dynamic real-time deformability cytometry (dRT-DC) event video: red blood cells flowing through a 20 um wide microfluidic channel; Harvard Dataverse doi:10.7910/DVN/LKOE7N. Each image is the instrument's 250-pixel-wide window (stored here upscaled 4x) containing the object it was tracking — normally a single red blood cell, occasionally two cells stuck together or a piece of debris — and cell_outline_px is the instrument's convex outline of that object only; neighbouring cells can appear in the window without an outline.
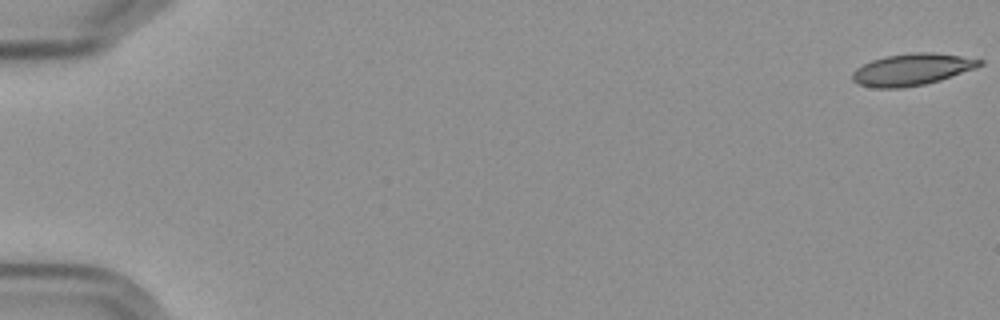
{"species": "Egyptian fruit bat (a non-hibernating species)", "species_latin": "Rousettus aegyptiacus", "temperature_condition": "cold", "stored_images_in_passage": 58, "camera_frame_rate_fps": 3000, "um_per_image_px": 0.085, "frame": {"image": 1, "passage_image": 1, "time_ms": 0.0, "image_size_px": [1000, 320], "cell_outline_px": [[984, 64], [976, 68], [940, 80], [924, 84], [904, 88], [876, 88], [860, 84], [852, 80], [852, 72], [856, 68], [872, 60], [884, 56], [912, 52], [932, 52], [960, 56], [984, 60]], "centroid_in_image_um": [77.52, 5.9], "position_along_channel_um": 7.5, "area_um2": 23.58}}
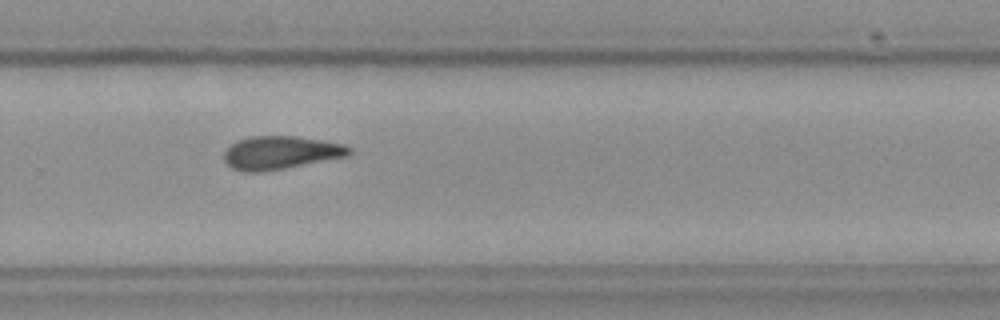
{"frame": {"image": 2, "passage_image": 40, "time_ms": 13.0, "image_size_px": [1000, 320], "cell_outline_px": [[352, 152], [348, 156], [284, 168], [260, 172], [244, 172], [232, 168], [224, 160], [224, 152], [236, 140], [252, 136], [296, 136], [344, 144], [352, 148]], "centroid_in_image_um": [23.85, 12.97], "position_along_channel_um": 305.9, "area_um2": 24.1}}
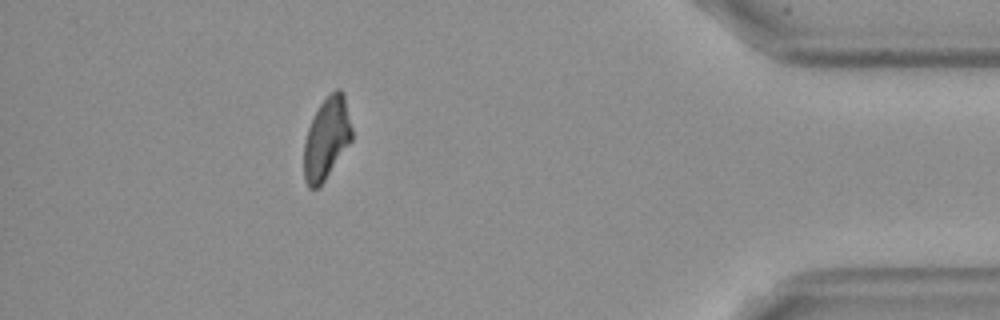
{"frame": {"image": 3, "passage_image": 52, "time_ms": 17.0, "image_size_px": [1000, 320], "cell_outline_px": [[352, 140], [324, 180], [316, 188], [308, 188], [304, 180], [304, 140], [308, 128], [320, 104], [336, 88], [340, 88], [344, 96], [352, 128]], "centroid_in_image_um": [27.75, 11.77], "position_along_channel_um": 407.4, "area_um2": 22.48}}